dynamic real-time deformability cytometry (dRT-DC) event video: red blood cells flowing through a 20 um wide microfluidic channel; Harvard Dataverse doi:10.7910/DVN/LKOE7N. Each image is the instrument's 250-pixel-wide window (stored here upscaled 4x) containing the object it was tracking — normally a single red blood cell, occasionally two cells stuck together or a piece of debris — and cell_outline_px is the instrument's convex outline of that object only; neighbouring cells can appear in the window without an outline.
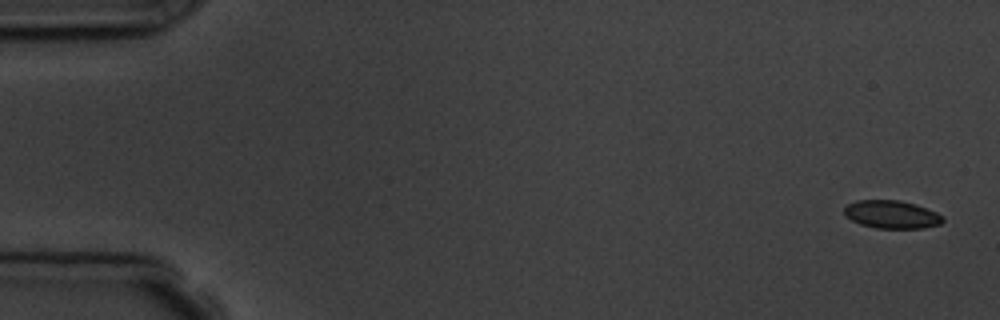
{"species": "common noctule bat (a hibernating species)", "species_latin": "Nyctalus noctula", "temperature_condition": "room temperature", "stored_images_in_passage": 7, "camera_frame_rate_fps": 3000, "um_per_image_px": 0.085, "animal": {"sex": "male", "body_mass_g": 19.5, "forearm_length_mm": 54.6}, "frame": {"image": 1, "passage_image": 1, "time_ms": 0.0, "image_size_px": [1000, 320], "cell_outline_px": [[944, 220], [940, 224], [924, 228], [876, 228], [860, 224], [844, 216], [844, 208], [848, 204], [856, 200], [900, 200], [916, 204], [936, 212], [944, 216]], "centroid_in_image_um": [75.79, 18.22], "position_along_channel_um": 9.2, "area_um2": 16.18}}
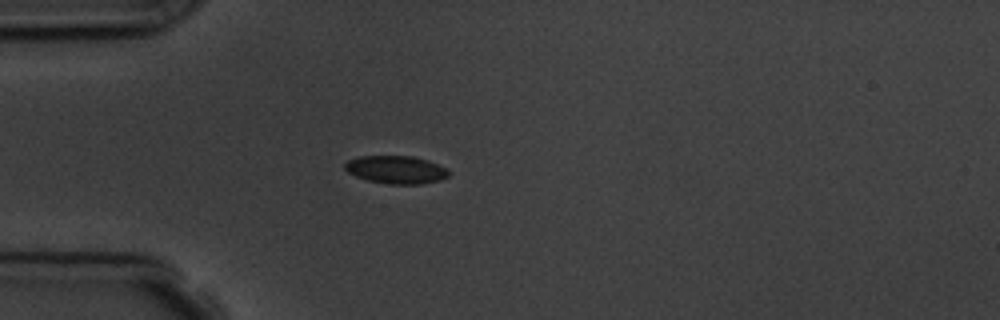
{"frame": {"image": 2, "passage_image": 5, "time_ms": 4.667, "image_size_px": [1000, 320], "cell_outline_px": [[448, 176], [440, 180], [420, 184], [388, 184], [368, 180], [356, 176], [348, 172], [344, 168], [344, 164], [348, 160], [360, 156], [412, 156], [428, 160], [448, 168]], "centroid_in_image_um": [33.67, 14.42], "position_along_channel_um": 51.3, "area_um2": 16.88}}